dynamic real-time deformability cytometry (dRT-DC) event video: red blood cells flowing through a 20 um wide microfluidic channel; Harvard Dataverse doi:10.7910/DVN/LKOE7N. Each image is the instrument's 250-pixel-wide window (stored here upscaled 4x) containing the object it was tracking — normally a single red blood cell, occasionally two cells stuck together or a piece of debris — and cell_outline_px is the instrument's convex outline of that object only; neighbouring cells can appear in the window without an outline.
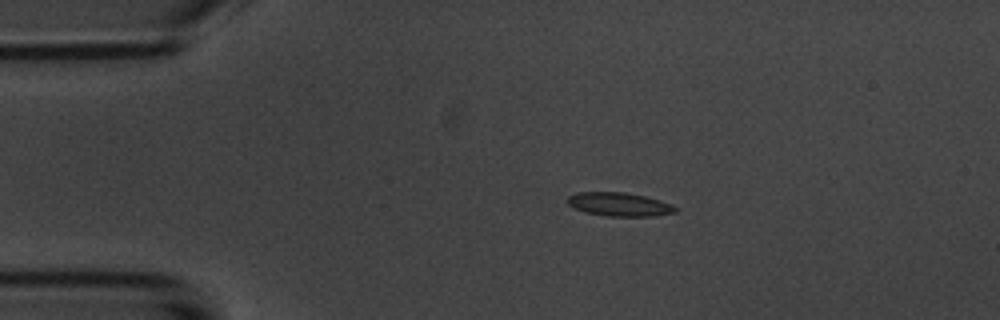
{"species": "common noctule bat (a hibernating species)", "species_latin": "Nyctalus noctula", "temperature_condition": "room temperature", "stored_images_in_passage": 44, "camera_frame_rate_fps": 3000, "um_per_image_px": 0.085, "animal": {"sex": "male", "body_mass_g": 20.1, "forearm_length_mm": 53.5}, "frame": {"image": 1, "passage_image": 1, "time_ms": 0.0, "image_size_px": [1000, 320], "cell_outline_px": [[676, 212], [652, 216], [608, 216], [584, 212], [568, 204], [568, 196], [576, 192], [624, 192], [644, 196], [672, 204], [676, 208]], "centroid_in_image_um": [52.62, 17.36], "position_along_channel_um": 32.4, "area_um2": 14.68}}
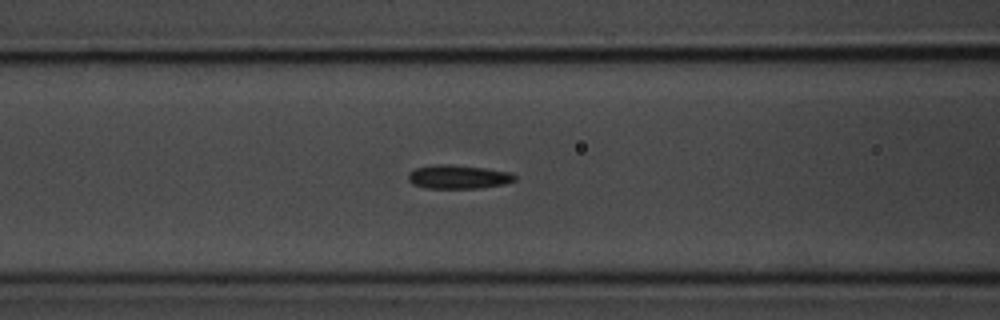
{"frame": {"image": 2, "passage_image": 12, "time_ms": 3.667, "image_size_px": [1000, 320], "cell_outline_px": [[516, 180], [504, 184], [480, 188], [424, 188], [412, 184], [408, 180], [408, 172], [416, 168], [436, 164], [448, 164], [484, 168], [512, 172], [516, 176]], "centroid_in_image_um": [38.94, 15.03], "position_along_channel_um": 127.7, "area_um2": 14.85}}
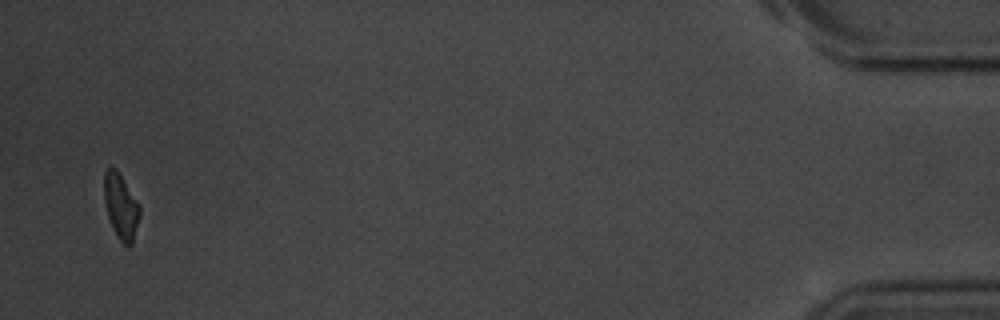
{"frame": {"image": 3, "passage_image": 43, "time_ms": 14.0, "image_size_px": [1000, 320], "cell_outline_px": [[140, 212], [132, 244], [128, 248], [116, 236], [112, 228], [108, 216], [104, 200], [104, 172], [108, 168], [116, 168], [140, 204]], "centroid_in_image_um": [10.27, 17.55], "position_along_channel_um": 424.9, "area_um2": 13.53}, "authors_computed_cell_mechanics": {"area_um2": 14.6812, "velocity_mm_per_s": 3.7108, "shape_relaxation_time_tau1_ms": 4.947, "shape_relaxation_time_tau2_ms": 5.2821, "deformation_change_tau1": 0.1125, "deformation_change_tau2": 0.1051}}